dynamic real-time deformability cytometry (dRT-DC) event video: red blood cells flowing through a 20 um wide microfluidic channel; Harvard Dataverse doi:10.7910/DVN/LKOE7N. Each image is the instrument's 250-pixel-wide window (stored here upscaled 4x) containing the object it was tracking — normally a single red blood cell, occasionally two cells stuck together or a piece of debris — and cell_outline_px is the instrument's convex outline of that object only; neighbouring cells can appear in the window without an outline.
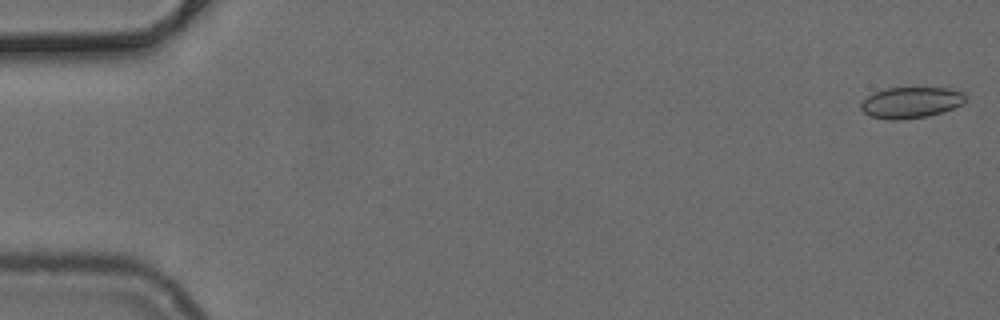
{"species": "common noctule bat (a hibernating species)", "species_latin": "Nyctalus noctula", "temperature_condition": "cold", "stored_images_in_passage": 51, "camera_frame_rate_fps": 3000, "um_per_image_px": 0.085, "animal": {"sex": "female", "body_mass_g": 24.6, "forearm_length_mm": 56.2}, "frame": {"image": 1, "passage_image": 1, "time_ms": 0.0, "image_size_px": [1000, 320], "cell_outline_px": [[968, 100], [964, 104], [928, 116], [900, 120], [888, 120], [868, 116], [860, 108], [860, 104], [868, 96], [884, 88], [948, 88], [964, 92], [968, 96]], "centroid_in_image_um": [77.46, 8.72], "position_along_channel_um": 7.5, "area_um2": 19.13}}
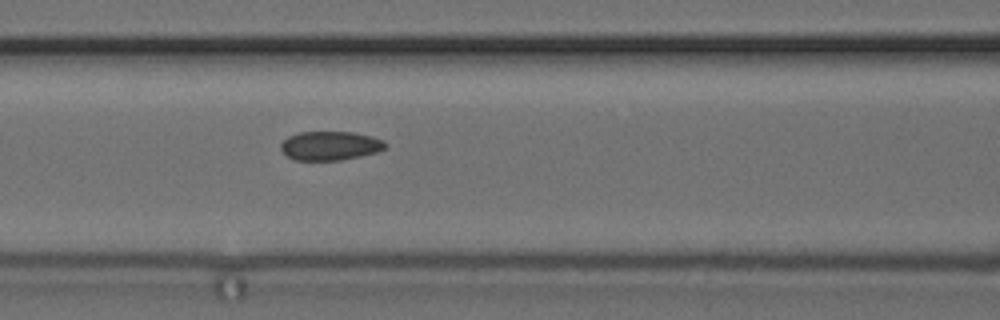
{"frame": {"image": 2, "passage_image": 22, "time_ms": 7.0, "image_size_px": [1000, 320], "cell_outline_px": [[388, 144], [384, 148], [376, 152], [360, 156], [340, 160], [292, 160], [280, 148], [280, 144], [288, 136], [300, 132], [356, 132], [372, 136], [384, 140]], "centroid_in_image_um": [28.07, 12.38], "position_along_channel_um": 138.5, "area_um2": 17.69}}
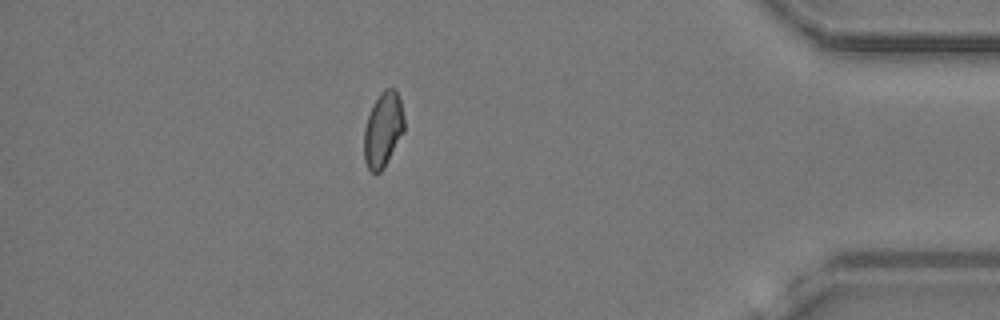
{"frame": {"image": 3, "passage_image": 45, "time_ms": 14.667, "image_size_px": [1000, 320], "cell_outline_px": [[404, 132], [384, 168], [380, 172], [372, 172], [368, 168], [364, 160], [364, 128], [368, 116], [380, 92], [384, 88], [396, 88], [400, 100], [404, 116]], "centroid_in_image_um": [32.57, 11.01], "position_along_channel_um": 402.6, "area_um2": 17.57}}